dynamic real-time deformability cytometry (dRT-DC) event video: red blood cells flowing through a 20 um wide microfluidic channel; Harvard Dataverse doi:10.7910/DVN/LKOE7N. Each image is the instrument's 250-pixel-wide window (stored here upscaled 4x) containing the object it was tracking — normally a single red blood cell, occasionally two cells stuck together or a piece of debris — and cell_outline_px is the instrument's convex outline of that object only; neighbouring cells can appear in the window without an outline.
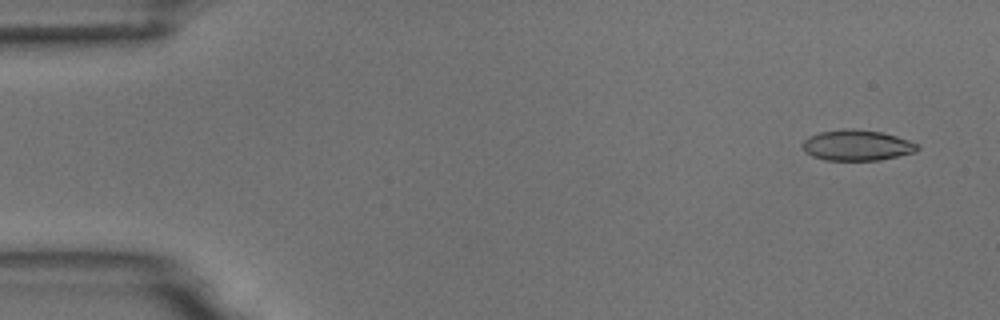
{"species": "common noctule bat (a hibernating species)", "species_latin": "Nyctalus noctula", "temperature_condition": "room temperature", "stored_images_in_passage": 5, "camera_frame_rate_fps": 3000, "um_per_image_px": 0.085, "animal": {"sex": "male", "body_mass_g": 18.8}, "frame": {"image": 1, "passage_image": 1, "time_ms": 0.0, "image_size_px": [1000, 320], "cell_outline_px": [[920, 148], [916, 152], [880, 160], [824, 160], [812, 156], [804, 152], [800, 144], [808, 136], [820, 132], [852, 128], [880, 132], [896, 136], [920, 144]], "centroid_in_image_um": [72.83, 12.36], "position_along_channel_um": 12.2, "area_um2": 20.69}}